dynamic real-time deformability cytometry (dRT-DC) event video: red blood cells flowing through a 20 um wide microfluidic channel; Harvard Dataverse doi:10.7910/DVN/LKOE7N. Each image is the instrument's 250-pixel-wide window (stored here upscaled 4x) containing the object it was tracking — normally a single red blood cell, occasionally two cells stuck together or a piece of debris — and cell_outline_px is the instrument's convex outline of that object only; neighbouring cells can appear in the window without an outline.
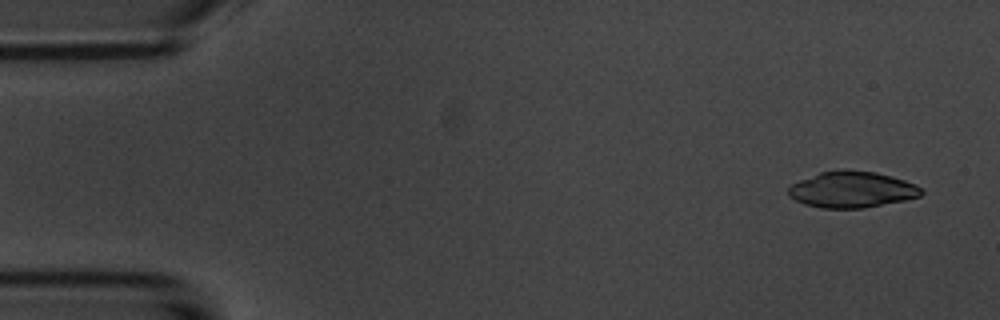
{"species": "common noctule bat (a hibernating species)", "species_latin": "Nyctalus noctula", "temperature_condition": "room temperature", "stored_images_in_passage": 4, "camera_frame_rate_fps": 3000, "um_per_image_px": 0.085, "animal": {"sex": "male", "body_mass_g": 20.1, "forearm_length_mm": 53.5}, "frame": {"image": 1, "passage_image": 1, "time_ms": 0.0, "image_size_px": [1000, 320], "cell_outline_px": [[924, 192], [920, 196], [904, 200], [864, 208], [820, 208], [804, 204], [788, 196], [788, 188], [792, 184], [800, 180], [820, 172], [844, 168], [876, 172], [892, 176], [916, 184]], "centroid_in_image_um": [72.4, 16.1], "position_along_channel_um": 12.6, "area_um2": 28.21}}